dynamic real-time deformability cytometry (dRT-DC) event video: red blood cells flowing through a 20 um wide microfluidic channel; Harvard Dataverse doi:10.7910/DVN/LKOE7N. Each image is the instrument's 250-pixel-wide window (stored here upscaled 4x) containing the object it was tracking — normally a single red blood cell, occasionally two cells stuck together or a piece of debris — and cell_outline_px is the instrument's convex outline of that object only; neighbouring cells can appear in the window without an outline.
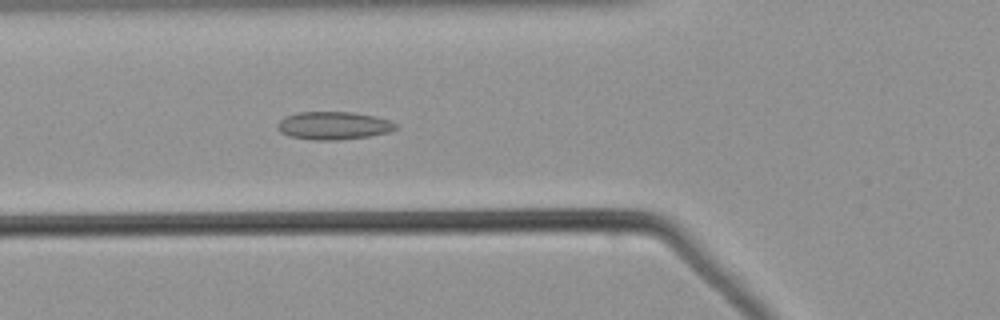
{"species": "common noctule bat (a hibernating species)", "species_latin": "Nyctalus noctula", "temperature_condition": "warm", "stored_images_in_passage": 55, "camera_frame_rate_fps": 3000, "um_per_image_px": 0.085, "animal": {"sex": "male", "body_mass_g": 21.5, "forearm_length_mm": 52.0}, "frame": {"image": 1, "passage_image": 21, "time_ms": 6.667, "image_size_px": [1000, 320], "cell_outline_px": [[400, 128], [388, 132], [368, 136], [340, 140], [312, 140], [288, 136], [280, 132], [276, 128], [276, 124], [284, 116], [296, 112], [352, 112], [376, 116], [388, 120], [396, 124]], "centroid_in_image_um": [28.31, 10.67], "position_along_channel_um": 97.5, "area_um2": 19.48}}
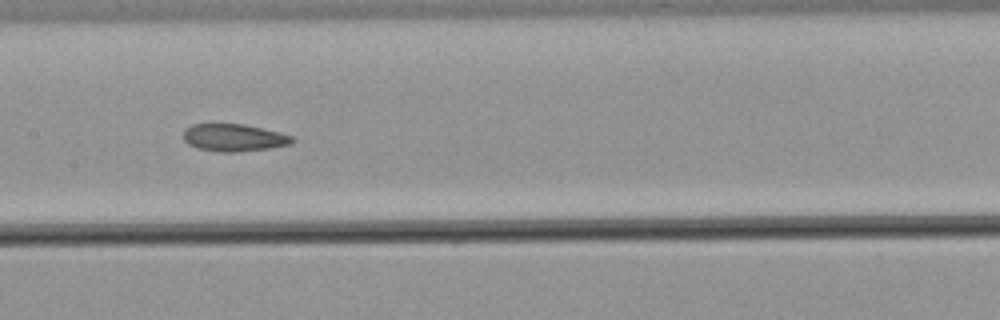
{"frame": {"image": 2, "passage_image": 28, "time_ms": 9.0, "image_size_px": [1000, 320], "cell_outline_px": [[296, 140], [288, 144], [268, 148], [236, 152], [216, 152], [196, 148], [188, 144], [184, 140], [184, 128], [192, 124], [244, 124], [280, 132], [292, 136]], "centroid_in_image_um": [19.84, 11.7], "position_along_channel_um": 187.6, "area_um2": 17.4}}
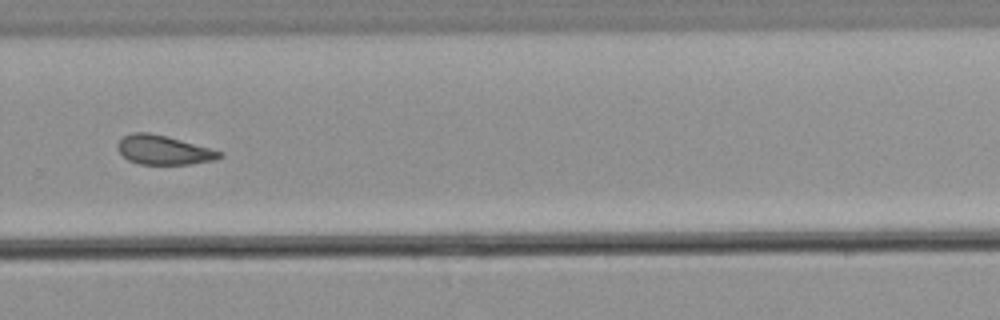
{"frame": {"image": 3, "passage_image": 38, "time_ms": 12.333, "image_size_px": [1000, 320], "cell_outline_px": [[224, 156], [216, 160], [192, 164], [140, 164], [128, 160], [120, 152], [116, 144], [124, 136], [132, 132], [148, 132], [168, 136], [224, 152]], "centroid_in_image_um": [13.94, 12.75], "position_along_channel_um": 315.9, "area_um2": 17.46}}